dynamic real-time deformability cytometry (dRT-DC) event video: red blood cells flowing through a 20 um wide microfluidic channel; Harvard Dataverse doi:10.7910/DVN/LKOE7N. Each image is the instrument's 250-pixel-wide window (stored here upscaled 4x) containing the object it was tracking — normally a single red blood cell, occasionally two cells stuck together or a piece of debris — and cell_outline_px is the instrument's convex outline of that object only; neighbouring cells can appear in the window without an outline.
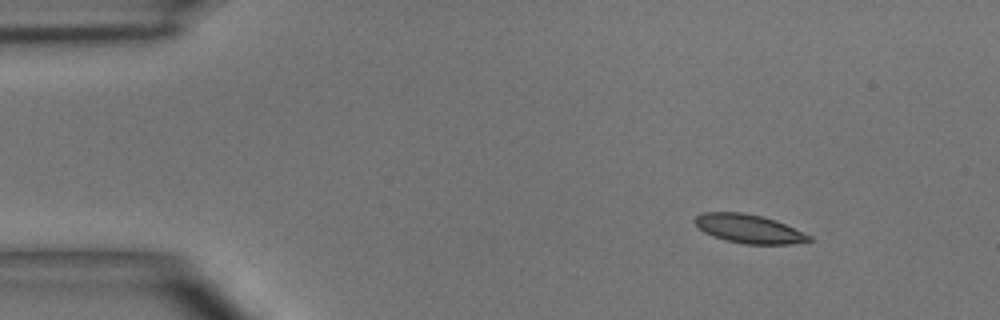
{"species": "common noctule bat (a hibernating species)", "species_latin": "Nyctalus noctula", "temperature_condition": "room temperature", "stored_images_in_passage": 5, "camera_frame_rate_fps": 3000, "um_per_image_px": 0.085, "animal": {"sex": "male", "body_mass_g": 15.6}, "frame": {"image": 1, "passage_image": 1, "time_ms": 0.0, "image_size_px": [1000, 320], "cell_outline_px": [[812, 240], [792, 244], [744, 244], [712, 236], [704, 232], [692, 220], [696, 216], [704, 212], [744, 212], [776, 220], [812, 236]], "centroid_in_image_um": [63.65, 19.44], "position_along_channel_um": 21.4, "area_um2": 19.02}}
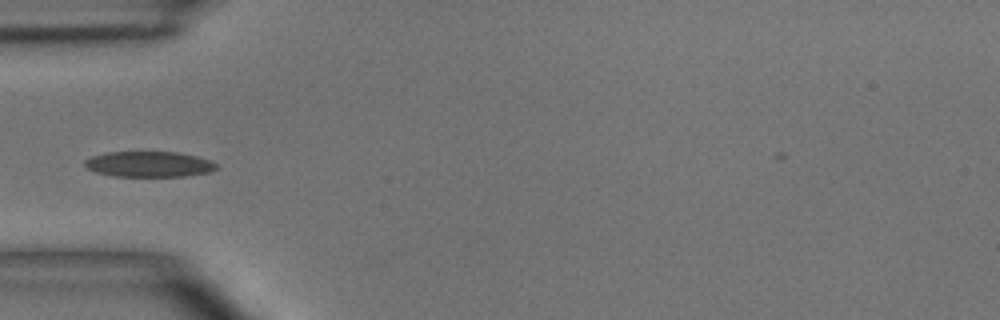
{"frame": {"image": 2, "passage_image": 4, "time_ms": 3.333, "image_size_px": [1000, 320], "cell_outline_px": [[216, 168], [208, 172], [184, 176], [112, 176], [96, 172], [88, 168], [84, 164], [84, 160], [92, 156], [104, 152], [176, 152], [196, 156], [212, 160], [216, 164]], "centroid_in_image_um": [12.64, 13.95], "position_along_channel_um": 72.4, "area_um2": 19.54}}
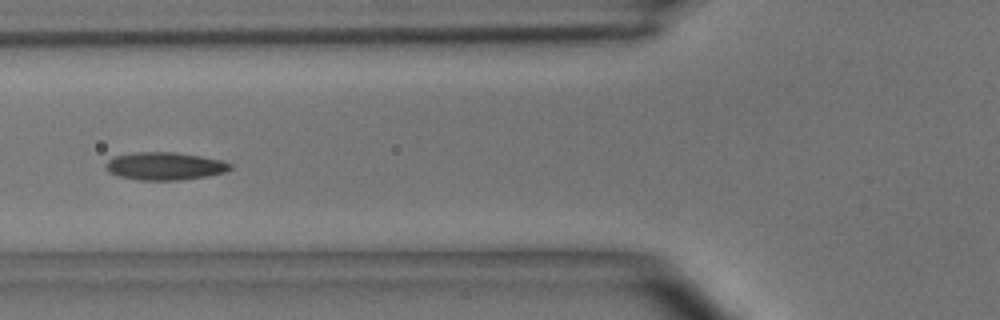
{"frame": {"image": 3, "passage_image": 5, "time_ms": 4.333, "image_size_px": [1000, 320], "cell_outline_px": [[232, 168], [228, 172], [208, 176], [180, 180], [140, 180], [120, 176], [108, 172], [104, 164], [108, 160], [116, 156], [136, 152], [176, 152], [200, 156], [220, 160], [232, 164]], "centroid_in_image_um": [14.03, 14.12], "position_along_channel_um": 111.8, "area_um2": 20.17}}